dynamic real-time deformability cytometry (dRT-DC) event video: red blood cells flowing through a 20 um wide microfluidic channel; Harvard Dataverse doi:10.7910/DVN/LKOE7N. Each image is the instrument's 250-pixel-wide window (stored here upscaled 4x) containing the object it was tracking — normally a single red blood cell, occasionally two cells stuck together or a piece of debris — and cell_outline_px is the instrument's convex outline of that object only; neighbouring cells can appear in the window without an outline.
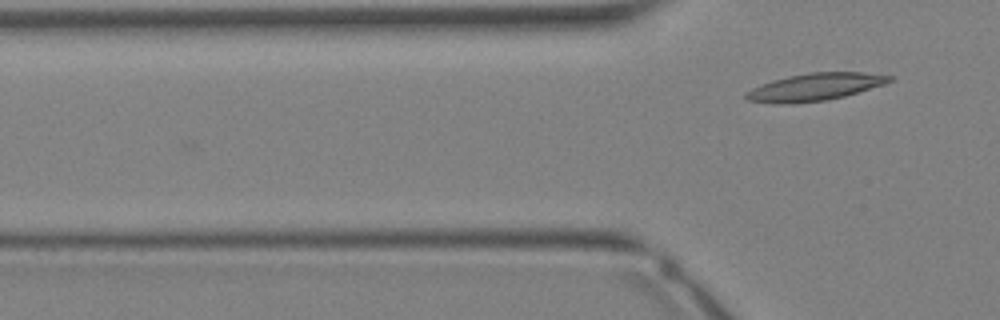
{"species": "Egyptian fruit bat (a non-hibernating species)", "species_latin": "Rousettus aegyptiacus", "temperature_condition": "warm", "stored_images_in_passage": 6, "camera_frame_rate_fps": 3000, "um_per_image_px": 0.085, "animal": {"sex": "female"}, "frame": {"image": 1, "passage_image": 6, "time_ms": 1.667, "image_size_px": [1000, 320], "cell_outline_px": [[892, 80], [884, 84], [844, 96], [824, 100], [784, 104], [780, 104], [748, 100], [744, 96], [752, 88], [772, 80], [788, 76], [812, 72], [860, 72], [892, 76]], "centroid_in_image_um": [69.26, 7.38], "position_along_channel_um": 56.5, "area_um2": 22.43}}